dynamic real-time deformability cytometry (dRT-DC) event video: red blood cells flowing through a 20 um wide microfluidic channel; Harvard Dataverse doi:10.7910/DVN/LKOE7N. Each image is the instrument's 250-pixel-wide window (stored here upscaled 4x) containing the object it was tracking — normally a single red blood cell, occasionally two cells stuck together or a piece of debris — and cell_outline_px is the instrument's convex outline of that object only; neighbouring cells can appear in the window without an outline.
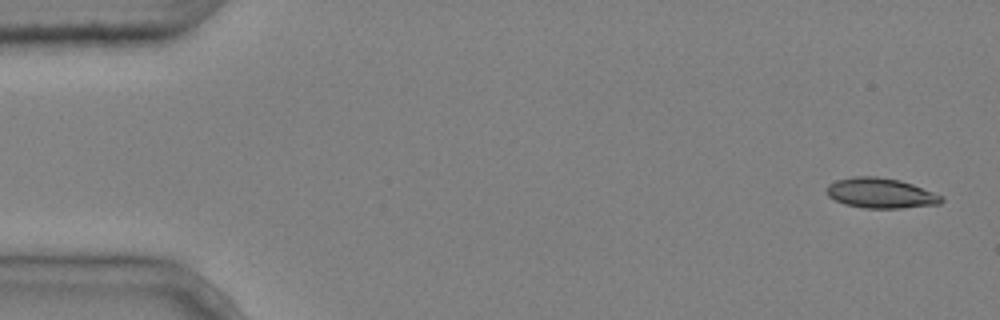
{"species": "common noctule bat (a hibernating species)", "species_latin": "Nyctalus noctula", "temperature_condition": "cold", "stored_images_in_passage": 5, "camera_frame_rate_fps": 3000, "um_per_image_px": 0.085, "animal": {"sex": "male", "body_mass_g": 20.4}, "frame": {"image": 1, "passage_image": 1, "time_ms": 0.0, "image_size_px": [1000, 320], "cell_outline_px": [[944, 200], [940, 204], [900, 208], [864, 208], [844, 204], [828, 196], [824, 188], [828, 184], [836, 180], [852, 176], [876, 176], [900, 180], [912, 184], [944, 196]], "centroid_in_image_um": [74.84, 16.41], "position_along_channel_um": 10.2, "area_um2": 20.35}}
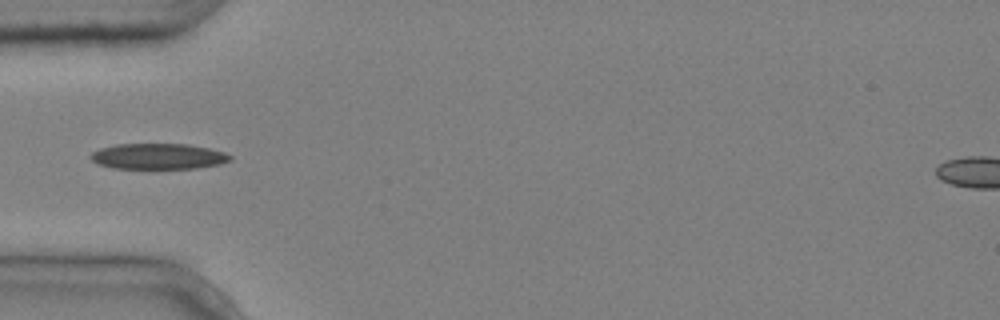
{"frame": {"image": 2, "passage_image": 5, "time_ms": 1.333, "image_size_px": [1000, 320], "cell_outline_px": [[232, 160], [220, 164], [196, 168], [112, 168], [100, 164], [92, 160], [88, 156], [92, 152], [100, 148], [116, 144], [188, 144], [208, 148], [224, 152], [232, 156]], "centroid_in_image_um": [13.45, 13.28], "position_along_channel_um": 71.5, "area_um2": 20.87}}